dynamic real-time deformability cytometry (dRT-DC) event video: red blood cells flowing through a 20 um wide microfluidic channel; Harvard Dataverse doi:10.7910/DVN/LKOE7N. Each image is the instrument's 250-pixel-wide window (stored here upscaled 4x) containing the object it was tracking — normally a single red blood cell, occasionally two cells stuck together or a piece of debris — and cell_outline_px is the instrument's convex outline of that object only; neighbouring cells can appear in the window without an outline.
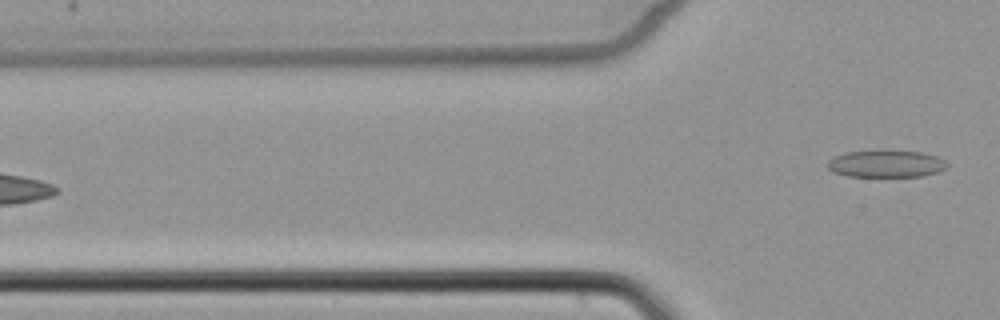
{"species": "common noctule bat (a hibernating species)", "species_latin": "Nyctalus noctula", "temperature_condition": "cold", "stored_images_in_passage": 7, "camera_frame_rate_fps": 3000, "um_per_image_px": 0.085, "animal": {"sex": "female", "body_mass_g": 22.7, "forearm_length_mm": 54.2}, "frame": {"image": 1, "passage_image": 7, "time_ms": 7.333, "image_size_px": [1000, 320], "cell_outline_px": [[948, 164], [944, 168], [936, 172], [924, 176], [848, 176], [832, 172], [828, 168], [828, 160], [836, 156], [848, 152], [880, 148], [888, 148], [924, 152], [936, 156], [944, 160]], "centroid_in_image_um": [75.31, 13.87], "position_along_channel_um": 50.5, "area_um2": 19.48}}